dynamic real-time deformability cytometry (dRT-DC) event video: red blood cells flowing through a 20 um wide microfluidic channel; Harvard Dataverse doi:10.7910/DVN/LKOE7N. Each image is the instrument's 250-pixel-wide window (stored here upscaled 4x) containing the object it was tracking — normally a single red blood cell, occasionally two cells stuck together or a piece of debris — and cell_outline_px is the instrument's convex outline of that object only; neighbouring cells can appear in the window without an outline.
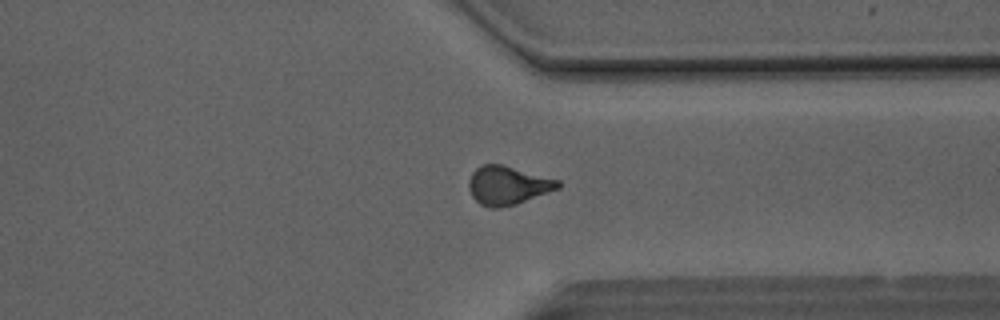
{"species": "Egyptian fruit bat (a non-hibernating species)", "species_latin": "Rousettus aegyptiacus", "temperature_condition": "room temperature", "stored_images_in_passage": 50, "camera_frame_rate_fps": 3000, "um_per_image_px": 0.085, "animal": {"sex": "male"}, "frame": {"image": 1, "passage_image": 38, "time_ms": 12.333, "image_size_px": [1000, 320], "cell_outline_px": [[560, 188], [516, 204], [500, 208], [488, 208], [480, 204], [472, 196], [468, 188], [468, 180], [472, 172], [480, 164], [500, 164], [560, 180]], "centroid_in_image_um": [43.13, 15.76], "position_along_channel_um": 368.3, "area_um2": 20.11}}
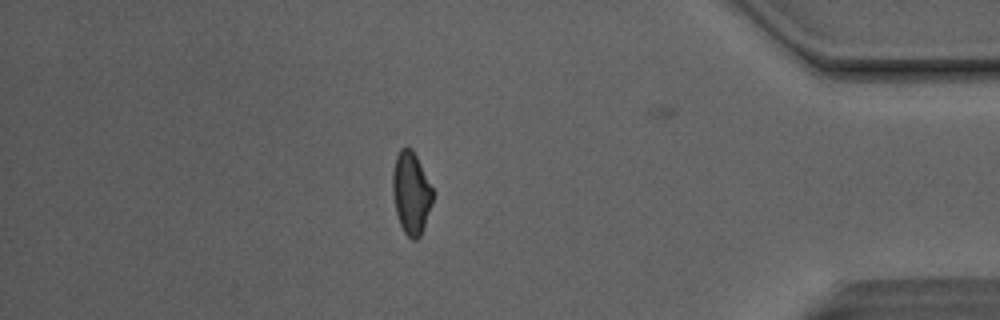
{"frame": {"image": 2, "passage_image": 43, "time_ms": 14.0, "image_size_px": [1000, 320], "cell_outline_px": [[432, 200], [420, 236], [416, 240], [412, 240], [404, 232], [400, 224], [396, 212], [392, 192], [392, 172], [396, 156], [400, 148], [412, 148], [432, 188]], "centroid_in_image_um": [34.91, 16.39], "position_along_channel_um": 400.3, "area_um2": 18.84}}
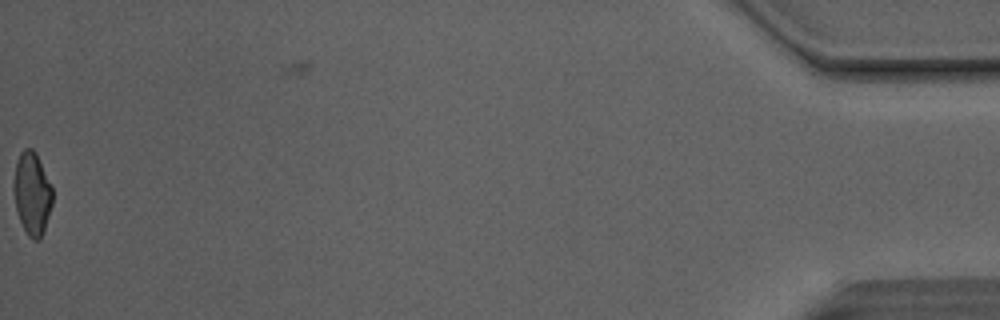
{"frame": {"image": 3, "passage_image": 50, "time_ms": 16.333, "image_size_px": [1000, 320], "cell_outline_px": [[52, 204], [44, 232], [40, 240], [32, 240], [28, 236], [16, 212], [12, 188], [12, 184], [16, 160], [20, 152], [24, 148], [32, 148], [36, 152], [52, 188]], "centroid_in_image_um": [2.7, 16.45], "position_along_channel_um": 432.5, "area_um2": 19.02}, "authors_computed_cell_mechanics": {"area_um2": 20.1722, "velocity_mm_per_s": 4.1464, "shape_relaxation_time_tau1_ms": 7.8231, "shape_relaxation_time_tau2_ms": 1.919, "deformation_change_tau1": 0.1684, "deformation_change_tau2": 0.0972}}